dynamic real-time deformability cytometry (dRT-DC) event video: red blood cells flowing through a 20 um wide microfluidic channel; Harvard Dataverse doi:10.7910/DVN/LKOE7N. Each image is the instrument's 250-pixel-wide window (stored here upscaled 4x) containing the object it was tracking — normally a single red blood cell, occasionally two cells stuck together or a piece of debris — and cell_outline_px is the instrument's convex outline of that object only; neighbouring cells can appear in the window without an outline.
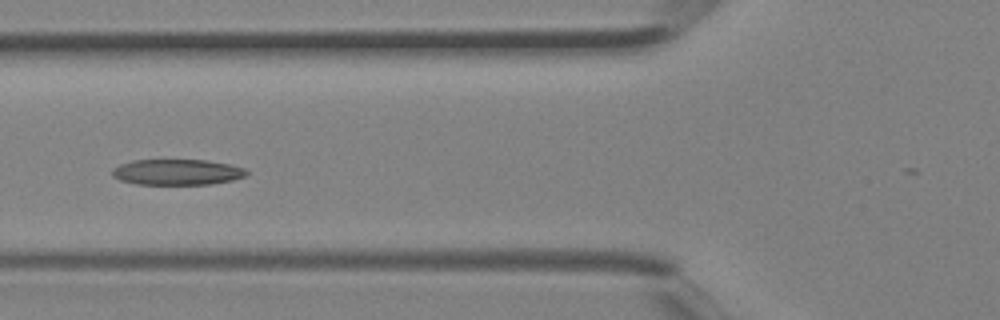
{"species": "Egyptian fruit bat (a non-hibernating species)", "species_latin": "Rousettus aegyptiacus", "temperature_condition": "room temperature", "stored_images_in_passage": 5, "camera_frame_rate_fps": 3000, "um_per_image_px": 0.085, "animal": {"sex": "female"}, "frame": {"image": 1, "passage_image": 5, "time_ms": 1.333, "image_size_px": [1000, 320], "cell_outline_px": [[248, 176], [232, 180], [208, 184], [136, 184], [120, 180], [112, 176], [112, 168], [120, 164], [132, 160], [204, 160], [232, 164], [244, 168], [248, 172]], "centroid_in_image_um": [15.06, 14.62], "position_along_channel_um": 110.7, "area_um2": 20.23}}